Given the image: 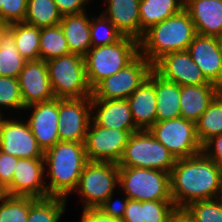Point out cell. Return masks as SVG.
Here are the masks:
<instances>
[{
	"mask_svg": "<svg viewBox=\"0 0 222 222\" xmlns=\"http://www.w3.org/2000/svg\"><path fill=\"white\" fill-rule=\"evenodd\" d=\"M153 65L141 54L116 74L104 78L93 89L96 99H127L149 76Z\"/></svg>",
	"mask_w": 222,
	"mask_h": 222,
	"instance_id": "10",
	"label": "cell"
},
{
	"mask_svg": "<svg viewBox=\"0 0 222 222\" xmlns=\"http://www.w3.org/2000/svg\"><path fill=\"white\" fill-rule=\"evenodd\" d=\"M60 141L84 143L91 120V97L58 99Z\"/></svg>",
	"mask_w": 222,
	"mask_h": 222,
	"instance_id": "13",
	"label": "cell"
},
{
	"mask_svg": "<svg viewBox=\"0 0 222 222\" xmlns=\"http://www.w3.org/2000/svg\"><path fill=\"white\" fill-rule=\"evenodd\" d=\"M153 70L164 79L180 86L210 83L188 51L165 54L153 64Z\"/></svg>",
	"mask_w": 222,
	"mask_h": 222,
	"instance_id": "16",
	"label": "cell"
},
{
	"mask_svg": "<svg viewBox=\"0 0 222 222\" xmlns=\"http://www.w3.org/2000/svg\"><path fill=\"white\" fill-rule=\"evenodd\" d=\"M5 117V115H3L1 112H0V124H1V121L2 119Z\"/></svg>",
	"mask_w": 222,
	"mask_h": 222,
	"instance_id": "49",
	"label": "cell"
},
{
	"mask_svg": "<svg viewBox=\"0 0 222 222\" xmlns=\"http://www.w3.org/2000/svg\"><path fill=\"white\" fill-rule=\"evenodd\" d=\"M24 108L17 78L0 76V112L5 116H18Z\"/></svg>",
	"mask_w": 222,
	"mask_h": 222,
	"instance_id": "34",
	"label": "cell"
},
{
	"mask_svg": "<svg viewBox=\"0 0 222 222\" xmlns=\"http://www.w3.org/2000/svg\"><path fill=\"white\" fill-rule=\"evenodd\" d=\"M128 199L129 198L119 188L116 190V192H113L98 208L107 215L122 220L127 207Z\"/></svg>",
	"mask_w": 222,
	"mask_h": 222,
	"instance_id": "39",
	"label": "cell"
},
{
	"mask_svg": "<svg viewBox=\"0 0 222 222\" xmlns=\"http://www.w3.org/2000/svg\"><path fill=\"white\" fill-rule=\"evenodd\" d=\"M119 188L131 200H172L170 173L165 171L119 166Z\"/></svg>",
	"mask_w": 222,
	"mask_h": 222,
	"instance_id": "7",
	"label": "cell"
},
{
	"mask_svg": "<svg viewBox=\"0 0 222 222\" xmlns=\"http://www.w3.org/2000/svg\"><path fill=\"white\" fill-rule=\"evenodd\" d=\"M24 107L55 98L44 60L26 61L17 77Z\"/></svg>",
	"mask_w": 222,
	"mask_h": 222,
	"instance_id": "17",
	"label": "cell"
},
{
	"mask_svg": "<svg viewBox=\"0 0 222 222\" xmlns=\"http://www.w3.org/2000/svg\"><path fill=\"white\" fill-rule=\"evenodd\" d=\"M26 61L16 48L12 31L6 26L0 33V76L17 78Z\"/></svg>",
	"mask_w": 222,
	"mask_h": 222,
	"instance_id": "29",
	"label": "cell"
},
{
	"mask_svg": "<svg viewBox=\"0 0 222 222\" xmlns=\"http://www.w3.org/2000/svg\"><path fill=\"white\" fill-rule=\"evenodd\" d=\"M123 222H144L143 201L128 199L127 207L123 215Z\"/></svg>",
	"mask_w": 222,
	"mask_h": 222,
	"instance_id": "44",
	"label": "cell"
},
{
	"mask_svg": "<svg viewBox=\"0 0 222 222\" xmlns=\"http://www.w3.org/2000/svg\"><path fill=\"white\" fill-rule=\"evenodd\" d=\"M21 116L27 121L38 146L43 152L60 141L58 135V98L27 106Z\"/></svg>",
	"mask_w": 222,
	"mask_h": 222,
	"instance_id": "14",
	"label": "cell"
},
{
	"mask_svg": "<svg viewBox=\"0 0 222 222\" xmlns=\"http://www.w3.org/2000/svg\"><path fill=\"white\" fill-rule=\"evenodd\" d=\"M43 158L48 197L70 199L89 162L84 143L59 141L44 152Z\"/></svg>",
	"mask_w": 222,
	"mask_h": 222,
	"instance_id": "2",
	"label": "cell"
},
{
	"mask_svg": "<svg viewBox=\"0 0 222 222\" xmlns=\"http://www.w3.org/2000/svg\"><path fill=\"white\" fill-rule=\"evenodd\" d=\"M136 131L109 129L91 121L84 142L88 161L118 164L131 134Z\"/></svg>",
	"mask_w": 222,
	"mask_h": 222,
	"instance_id": "11",
	"label": "cell"
},
{
	"mask_svg": "<svg viewBox=\"0 0 222 222\" xmlns=\"http://www.w3.org/2000/svg\"><path fill=\"white\" fill-rule=\"evenodd\" d=\"M49 79L58 99L91 97L84 57L70 53L46 61Z\"/></svg>",
	"mask_w": 222,
	"mask_h": 222,
	"instance_id": "5",
	"label": "cell"
},
{
	"mask_svg": "<svg viewBox=\"0 0 222 222\" xmlns=\"http://www.w3.org/2000/svg\"><path fill=\"white\" fill-rule=\"evenodd\" d=\"M196 34L222 37V0H185Z\"/></svg>",
	"mask_w": 222,
	"mask_h": 222,
	"instance_id": "21",
	"label": "cell"
},
{
	"mask_svg": "<svg viewBox=\"0 0 222 222\" xmlns=\"http://www.w3.org/2000/svg\"><path fill=\"white\" fill-rule=\"evenodd\" d=\"M202 152L222 169V134L207 140L202 145Z\"/></svg>",
	"mask_w": 222,
	"mask_h": 222,
	"instance_id": "42",
	"label": "cell"
},
{
	"mask_svg": "<svg viewBox=\"0 0 222 222\" xmlns=\"http://www.w3.org/2000/svg\"><path fill=\"white\" fill-rule=\"evenodd\" d=\"M170 194L176 207L222 197V169L203 152L176 159L170 172Z\"/></svg>",
	"mask_w": 222,
	"mask_h": 222,
	"instance_id": "1",
	"label": "cell"
},
{
	"mask_svg": "<svg viewBox=\"0 0 222 222\" xmlns=\"http://www.w3.org/2000/svg\"><path fill=\"white\" fill-rule=\"evenodd\" d=\"M62 197H30V208L26 222H60L69 208L70 201Z\"/></svg>",
	"mask_w": 222,
	"mask_h": 222,
	"instance_id": "27",
	"label": "cell"
},
{
	"mask_svg": "<svg viewBox=\"0 0 222 222\" xmlns=\"http://www.w3.org/2000/svg\"><path fill=\"white\" fill-rule=\"evenodd\" d=\"M90 18V37L92 47L110 45L119 41L124 35L100 11Z\"/></svg>",
	"mask_w": 222,
	"mask_h": 222,
	"instance_id": "33",
	"label": "cell"
},
{
	"mask_svg": "<svg viewBox=\"0 0 222 222\" xmlns=\"http://www.w3.org/2000/svg\"><path fill=\"white\" fill-rule=\"evenodd\" d=\"M185 0H140V39L151 26L184 9Z\"/></svg>",
	"mask_w": 222,
	"mask_h": 222,
	"instance_id": "26",
	"label": "cell"
},
{
	"mask_svg": "<svg viewBox=\"0 0 222 222\" xmlns=\"http://www.w3.org/2000/svg\"><path fill=\"white\" fill-rule=\"evenodd\" d=\"M79 222H123L121 219L107 215L99 208L83 209Z\"/></svg>",
	"mask_w": 222,
	"mask_h": 222,
	"instance_id": "43",
	"label": "cell"
},
{
	"mask_svg": "<svg viewBox=\"0 0 222 222\" xmlns=\"http://www.w3.org/2000/svg\"><path fill=\"white\" fill-rule=\"evenodd\" d=\"M62 17L54 0H28L24 22L45 28L58 25Z\"/></svg>",
	"mask_w": 222,
	"mask_h": 222,
	"instance_id": "30",
	"label": "cell"
},
{
	"mask_svg": "<svg viewBox=\"0 0 222 222\" xmlns=\"http://www.w3.org/2000/svg\"><path fill=\"white\" fill-rule=\"evenodd\" d=\"M206 79L222 87V44L218 37L196 34L187 50Z\"/></svg>",
	"mask_w": 222,
	"mask_h": 222,
	"instance_id": "18",
	"label": "cell"
},
{
	"mask_svg": "<svg viewBox=\"0 0 222 222\" xmlns=\"http://www.w3.org/2000/svg\"><path fill=\"white\" fill-rule=\"evenodd\" d=\"M88 12L64 15L59 23L70 53H76L83 57L92 47L90 37L91 11Z\"/></svg>",
	"mask_w": 222,
	"mask_h": 222,
	"instance_id": "24",
	"label": "cell"
},
{
	"mask_svg": "<svg viewBox=\"0 0 222 222\" xmlns=\"http://www.w3.org/2000/svg\"><path fill=\"white\" fill-rule=\"evenodd\" d=\"M12 31L16 48L27 61L40 59V28L25 22L7 25Z\"/></svg>",
	"mask_w": 222,
	"mask_h": 222,
	"instance_id": "28",
	"label": "cell"
},
{
	"mask_svg": "<svg viewBox=\"0 0 222 222\" xmlns=\"http://www.w3.org/2000/svg\"><path fill=\"white\" fill-rule=\"evenodd\" d=\"M195 35L194 23L184 8L144 32L139 40L140 54L153 65L165 54L187 51Z\"/></svg>",
	"mask_w": 222,
	"mask_h": 222,
	"instance_id": "3",
	"label": "cell"
},
{
	"mask_svg": "<svg viewBox=\"0 0 222 222\" xmlns=\"http://www.w3.org/2000/svg\"><path fill=\"white\" fill-rule=\"evenodd\" d=\"M0 151L19 159H44L34 134L24 117L5 116L0 124Z\"/></svg>",
	"mask_w": 222,
	"mask_h": 222,
	"instance_id": "12",
	"label": "cell"
},
{
	"mask_svg": "<svg viewBox=\"0 0 222 222\" xmlns=\"http://www.w3.org/2000/svg\"><path fill=\"white\" fill-rule=\"evenodd\" d=\"M62 16L78 14L93 8L91 0H54ZM91 4V5H90Z\"/></svg>",
	"mask_w": 222,
	"mask_h": 222,
	"instance_id": "41",
	"label": "cell"
},
{
	"mask_svg": "<svg viewBox=\"0 0 222 222\" xmlns=\"http://www.w3.org/2000/svg\"><path fill=\"white\" fill-rule=\"evenodd\" d=\"M28 0H4L1 7V22L6 26L15 22H24Z\"/></svg>",
	"mask_w": 222,
	"mask_h": 222,
	"instance_id": "38",
	"label": "cell"
},
{
	"mask_svg": "<svg viewBox=\"0 0 222 222\" xmlns=\"http://www.w3.org/2000/svg\"><path fill=\"white\" fill-rule=\"evenodd\" d=\"M119 189V166L112 162H88L72 195L81 201L80 209L98 208Z\"/></svg>",
	"mask_w": 222,
	"mask_h": 222,
	"instance_id": "6",
	"label": "cell"
},
{
	"mask_svg": "<svg viewBox=\"0 0 222 222\" xmlns=\"http://www.w3.org/2000/svg\"><path fill=\"white\" fill-rule=\"evenodd\" d=\"M175 162L176 159L172 154L149 130H138L131 134L117 165L170 173Z\"/></svg>",
	"mask_w": 222,
	"mask_h": 222,
	"instance_id": "8",
	"label": "cell"
},
{
	"mask_svg": "<svg viewBox=\"0 0 222 222\" xmlns=\"http://www.w3.org/2000/svg\"><path fill=\"white\" fill-rule=\"evenodd\" d=\"M4 4V0H0V21H1V7Z\"/></svg>",
	"mask_w": 222,
	"mask_h": 222,
	"instance_id": "48",
	"label": "cell"
},
{
	"mask_svg": "<svg viewBox=\"0 0 222 222\" xmlns=\"http://www.w3.org/2000/svg\"><path fill=\"white\" fill-rule=\"evenodd\" d=\"M133 121L139 130H149L156 122L157 98L154 87V70L127 98Z\"/></svg>",
	"mask_w": 222,
	"mask_h": 222,
	"instance_id": "20",
	"label": "cell"
},
{
	"mask_svg": "<svg viewBox=\"0 0 222 222\" xmlns=\"http://www.w3.org/2000/svg\"><path fill=\"white\" fill-rule=\"evenodd\" d=\"M40 59L45 62L70 54L68 43L60 25L40 28Z\"/></svg>",
	"mask_w": 222,
	"mask_h": 222,
	"instance_id": "32",
	"label": "cell"
},
{
	"mask_svg": "<svg viewBox=\"0 0 222 222\" xmlns=\"http://www.w3.org/2000/svg\"><path fill=\"white\" fill-rule=\"evenodd\" d=\"M30 197L6 195L0 202V222H26Z\"/></svg>",
	"mask_w": 222,
	"mask_h": 222,
	"instance_id": "35",
	"label": "cell"
},
{
	"mask_svg": "<svg viewBox=\"0 0 222 222\" xmlns=\"http://www.w3.org/2000/svg\"><path fill=\"white\" fill-rule=\"evenodd\" d=\"M103 3V4H101ZM99 10L124 35L140 40V0H103Z\"/></svg>",
	"mask_w": 222,
	"mask_h": 222,
	"instance_id": "22",
	"label": "cell"
},
{
	"mask_svg": "<svg viewBox=\"0 0 222 222\" xmlns=\"http://www.w3.org/2000/svg\"><path fill=\"white\" fill-rule=\"evenodd\" d=\"M154 87L157 98V122L181 117L180 85L164 79L154 71Z\"/></svg>",
	"mask_w": 222,
	"mask_h": 222,
	"instance_id": "25",
	"label": "cell"
},
{
	"mask_svg": "<svg viewBox=\"0 0 222 222\" xmlns=\"http://www.w3.org/2000/svg\"><path fill=\"white\" fill-rule=\"evenodd\" d=\"M19 158L0 151V185L6 189L12 181L15 166Z\"/></svg>",
	"mask_w": 222,
	"mask_h": 222,
	"instance_id": "40",
	"label": "cell"
},
{
	"mask_svg": "<svg viewBox=\"0 0 222 222\" xmlns=\"http://www.w3.org/2000/svg\"><path fill=\"white\" fill-rule=\"evenodd\" d=\"M196 132L200 143L222 134V92L209 104L196 122Z\"/></svg>",
	"mask_w": 222,
	"mask_h": 222,
	"instance_id": "31",
	"label": "cell"
},
{
	"mask_svg": "<svg viewBox=\"0 0 222 222\" xmlns=\"http://www.w3.org/2000/svg\"><path fill=\"white\" fill-rule=\"evenodd\" d=\"M139 54V41L128 36L110 45L91 47L84 56L89 86L93 89L104 78L130 64Z\"/></svg>",
	"mask_w": 222,
	"mask_h": 222,
	"instance_id": "4",
	"label": "cell"
},
{
	"mask_svg": "<svg viewBox=\"0 0 222 222\" xmlns=\"http://www.w3.org/2000/svg\"><path fill=\"white\" fill-rule=\"evenodd\" d=\"M149 131L175 159L188 158L202 152L196 123L183 117L156 122Z\"/></svg>",
	"mask_w": 222,
	"mask_h": 222,
	"instance_id": "9",
	"label": "cell"
},
{
	"mask_svg": "<svg viewBox=\"0 0 222 222\" xmlns=\"http://www.w3.org/2000/svg\"><path fill=\"white\" fill-rule=\"evenodd\" d=\"M6 27V25L0 21V33L3 31V29Z\"/></svg>",
	"mask_w": 222,
	"mask_h": 222,
	"instance_id": "47",
	"label": "cell"
},
{
	"mask_svg": "<svg viewBox=\"0 0 222 222\" xmlns=\"http://www.w3.org/2000/svg\"><path fill=\"white\" fill-rule=\"evenodd\" d=\"M91 120L109 129L139 130L133 121L127 99H96L91 96Z\"/></svg>",
	"mask_w": 222,
	"mask_h": 222,
	"instance_id": "19",
	"label": "cell"
},
{
	"mask_svg": "<svg viewBox=\"0 0 222 222\" xmlns=\"http://www.w3.org/2000/svg\"><path fill=\"white\" fill-rule=\"evenodd\" d=\"M221 92L214 84L180 86V115L186 120L196 123L209 104Z\"/></svg>",
	"mask_w": 222,
	"mask_h": 222,
	"instance_id": "23",
	"label": "cell"
},
{
	"mask_svg": "<svg viewBox=\"0 0 222 222\" xmlns=\"http://www.w3.org/2000/svg\"><path fill=\"white\" fill-rule=\"evenodd\" d=\"M185 208L196 222H222V197L194 201Z\"/></svg>",
	"mask_w": 222,
	"mask_h": 222,
	"instance_id": "36",
	"label": "cell"
},
{
	"mask_svg": "<svg viewBox=\"0 0 222 222\" xmlns=\"http://www.w3.org/2000/svg\"><path fill=\"white\" fill-rule=\"evenodd\" d=\"M176 208L172 200L143 201L144 222H170Z\"/></svg>",
	"mask_w": 222,
	"mask_h": 222,
	"instance_id": "37",
	"label": "cell"
},
{
	"mask_svg": "<svg viewBox=\"0 0 222 222\" xmlns=\"http://www.w3.org/2000/svg\"><path fill=\"white\" fill-rule=\"evenodd\" d=\"M170 222H196L185 207H176L172 212Z\"/></svg>",
	"mask_w": 222,
	"mask_h": 222,
	"instance_id": "45",
	"label": "cell"
},
{
	"mask_svg": "<svg viewBox=\"0 0 222 222\" xmlns=\"http://www.w3.org/2000/svg\"><path fill=\"white\" fill-rule=\"evenodd\" d=\"M6 195L47 198L44 159H19Z\"/></svg>",
	"mask_w": 222,
	"mask_h": 222,
	"instance_id": "15",
	"label": "cell"
},
{
	"mask_svg": "<svg viewBox=\"0 0 222 222\" xmlns=\"http://www.w3.org/2000/svg\"><path fill=\"white\" fill-rule=\"evenodd\" d=\"M6 196V191L5 189L0 185V202L4 199Z\"/></svg>",
	"mask_w": 222,
	"mask_h": 222,
	"instance_id": "46",
	"label": "cell"
}]
</instances>
